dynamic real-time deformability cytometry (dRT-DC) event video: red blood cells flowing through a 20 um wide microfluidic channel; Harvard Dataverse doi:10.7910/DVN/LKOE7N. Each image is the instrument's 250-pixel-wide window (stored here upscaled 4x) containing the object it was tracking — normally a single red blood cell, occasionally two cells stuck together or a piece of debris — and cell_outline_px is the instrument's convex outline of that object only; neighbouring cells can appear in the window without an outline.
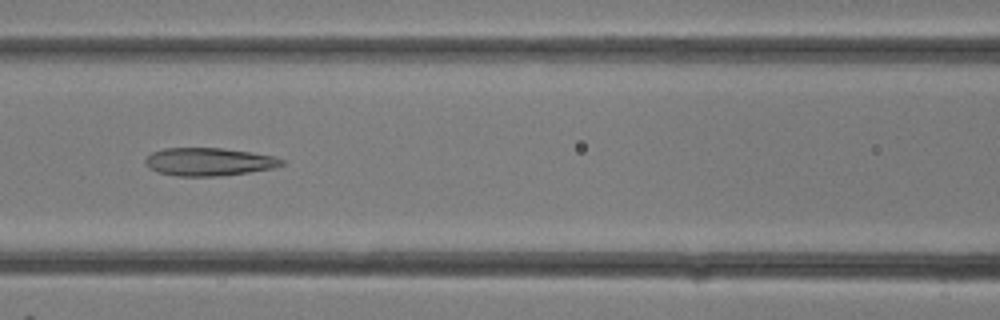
{"species": "common noctule bat (a hibernating species)", "species_latin": "Nyctalus noctula", "temperature_condition": "room temperature", "stored_images_in_passage": 32, "camera_frame_rate_fps": 3000, "um_per_image_px": 0.085, "animal": {"sex": "female"}, "frame": {"image": 1, "passage_image": 14, "time_ms": 4.333, "image_size_px": [1000, 320], "cell_outline_px": [[284, 164], [276, 168], [220, 176], [176, 176], [160, 172], [144, 164], [144, 160], [152, 152], [164, 148], [224, 148], [252, 152], [272, 156], [284, 160]], "centroid_in_image_um": [17.78, 13.75], "position_along_channel_um": 148.8, "area_um2": 22.2}}
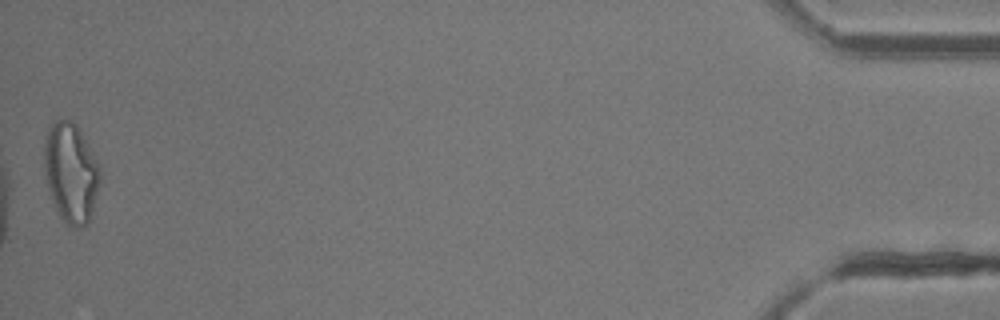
{"frame": {"image": 2, "passage_image": 32, "time_ms": 10.333, "image_size_px": [1000, 320], "cell_outline_px": [[100, 180], [92, 212], [88, 220], [80, 228], [68, 228], [60, 216], [52, 200], [48, 188], [44, 172], [44, 136], [48, 124], [56, 120], [72, 120], [76, 124], [100, 164]], "centroid_in_image_um": [6.0, 14.65], "position_along_channel_um": 429.2, "area_um2": 32.77}}